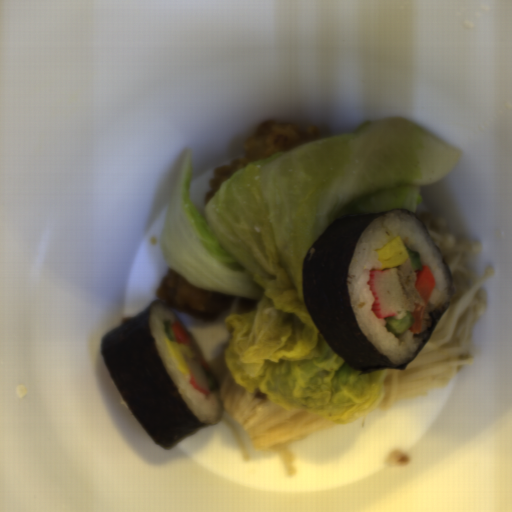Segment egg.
Returning a JSON list of instances; mask_svg holds the SVG:
<instances>
[{"label":"egg","instance_id":"egg-1","mask_svg":"<svg viewBox=\"0 0 512 512\" xmlns=\"http://www.w3.org/2000/svg\"><path fill=\"white\" fill-rule=\"evenodd\" d=\"M376 255L379 262L377 270L398 267L409 259L407 247L398 236L376 250Z\"/></svg>","mask_w":512,"mask_h":512},{"label":"egg","instance_id":"egg-2","mask_svg":"<svg viewBox=\"0 0 512 512\" xmlns=\"http://www.w3.org/2000/svg\"><path fill=\"white\" fill-rule=\"evenodd\" d=\"M166 347L168 353L176 364V369L182 375H190V367L187 358H193L194 354L189 346L177 343L173 340H167Z\"/></svg>","mask_w":512,"mask_h":512}]
</instances>
